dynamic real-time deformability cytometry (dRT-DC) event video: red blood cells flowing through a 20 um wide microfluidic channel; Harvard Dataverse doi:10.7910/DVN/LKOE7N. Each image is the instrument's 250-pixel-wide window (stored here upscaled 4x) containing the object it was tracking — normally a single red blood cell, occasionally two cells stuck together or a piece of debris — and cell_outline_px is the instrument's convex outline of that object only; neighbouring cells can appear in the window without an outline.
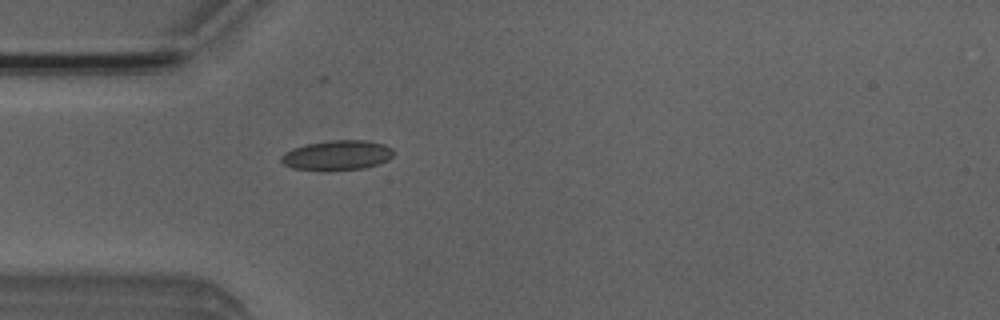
{"species": "Egyptian fruit bat (a non-hibernating species)", "species_latin": "Rousettus aegyptiacus", "temperature_condition": "room temperature", "stored_images_in_passage": 1, "camera_frame_rate_fps": 3000, "um_per_image_px": 0.085, "animal": {"sex": "male"}, "frame": {"image": 1, "passage_image": 1, "time_ms": 0.0, "image_size_px": [1000, 320], "cell_outline_px": [[396, 152], [388, 160], [380, 164], [364, 168], [292, 168], [284, 164], [280, 160], [280, 156], [284, 152], [292, 148], [308, 144], [332, 140], [368, 140], [384, 144], [392, 148]], "centroid_in_image_um": [28.71, 13.15], "position_along_channel_um": 56.3, "area_um2": 19.02}}